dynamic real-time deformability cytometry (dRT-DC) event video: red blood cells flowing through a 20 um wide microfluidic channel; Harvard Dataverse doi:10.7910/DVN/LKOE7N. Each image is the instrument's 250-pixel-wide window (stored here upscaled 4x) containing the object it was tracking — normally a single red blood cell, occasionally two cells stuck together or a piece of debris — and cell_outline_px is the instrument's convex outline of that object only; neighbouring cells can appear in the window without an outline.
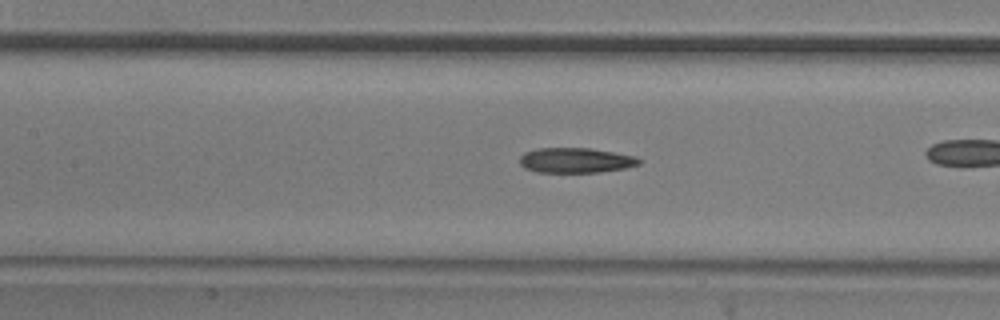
{"species": "common noctule bat (a hibernating species)", "species_latin": "Nyctalus noctula", "temperature_condition": "room temperature", "stored_images_in_passage": 42, "camera_frame_rate_fps": 3000, "um_per_image_px": 0.085, "animal": {"sex": "male", "body_mass_g": 20.5, "forearm_length_mm": 52.5}, "frame": {"image": 1, "passage_image": 24, "time_ms": 7.667, "image_size_px": [1000, 320], "cell_outline_px": [[640, 164], [624, 168], [600, 172], [536, 172], [524, 168], [520, 164], [520, 156], [524, 152], [536, 148], [592, 148], [636, 156], [640, 160]], "centroid_in_image_um": [48.91, 13.62], "position_along_channel_um": 158.5, "area_um2": 17.51}}